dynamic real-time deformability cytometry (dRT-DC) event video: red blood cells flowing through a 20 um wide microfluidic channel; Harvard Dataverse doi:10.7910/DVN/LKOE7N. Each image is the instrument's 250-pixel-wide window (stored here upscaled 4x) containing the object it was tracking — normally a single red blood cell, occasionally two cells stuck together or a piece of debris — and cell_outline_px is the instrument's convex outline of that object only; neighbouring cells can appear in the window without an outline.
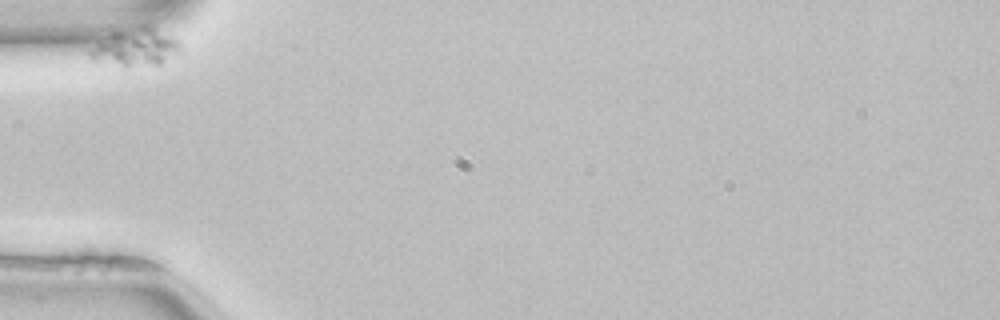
{"species": "common noctule bat (a hibernating species)", "species_latin": "Nyctalus noctula", "temperature_condition": "room temperature", "stored_images_in_passage": 29, "camera_frame_rate_fps": 3000, "um_per_image_px": 0.085, "animal": {"sex": "female", "body_mass_g": 22.7, "forearm_length_mm": 54.2}, "frame": {"image": 1, "passage_image": 1, "time_ms": 0.0, "image_size_px": [1000, 320], "cell_outline_px": [[180, 52], [160, 64], [124, 68], [92, 60], [88, 56], [88, 52], [96, 44], [112, 32], [148, 28], [176, 40], [180, 44]], "centroid_in_image_um": [11.45, 4.13], "position_along_channel_um": 73.6, "area_um2": 18.96}}
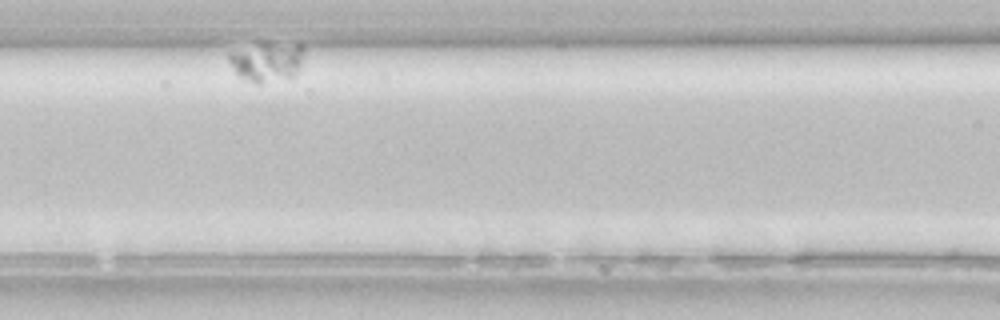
{"frame": {"image": 2, "passage_image": 14, "time_ms": 4.333, "image_size_px": [1000, 320], "cell_outline_px": [[304, 52], [300, 64], [296, 72], [292, 76], [260, 84], [256, 84], [240, 76], [232, 68], [228, 60], [228, 52], [264, 44], [304, 44]], "centroid_in_image_um": [22.68, 5.26], "position_along_channel_um": 143.9, "area_um2": 16.76}}